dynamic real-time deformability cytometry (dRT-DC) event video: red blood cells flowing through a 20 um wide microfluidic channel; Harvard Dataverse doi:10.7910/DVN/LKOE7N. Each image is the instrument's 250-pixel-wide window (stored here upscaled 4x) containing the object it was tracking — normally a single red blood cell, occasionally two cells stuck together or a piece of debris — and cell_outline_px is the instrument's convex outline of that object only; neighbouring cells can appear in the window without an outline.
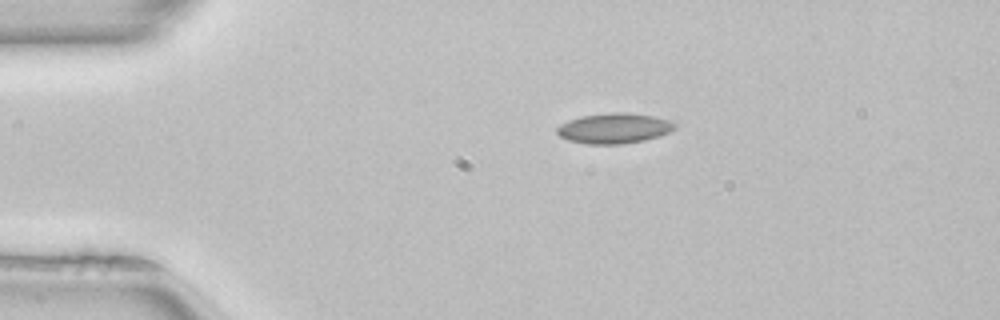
{"species": "common noctule bat (a hibernating species)", "species_latin": "Nyctalus noctula", "temperature_condition": "room temperature", "stored_images_in_passage": 41, "camera_frame_rate_fps": 3000, "um_per_image_px": 0.085, "animal": {"sex": "female", "body_mass_g": 22.7, "forearm_length_mm": 54.2}, "frame": {"image": 1, "passage_image": 1, "time_ms": 0.0, "image_size_px": [1000, 320], "cell_outline_px": [[676, 128], [668, 132], [644, 140], [624, 144], [588, 144], [568, 140], [560, 136], [556, 132], [556, 128], [560, 124], [568, 120], [580, 116], [612, 112], [628, 112], [652, 116], [668, 120], [676, 124]], "centroid_in_image_um": [52.16, 10.9], "position_along_channel_um": 32.8, "area_um2": 20.75}}
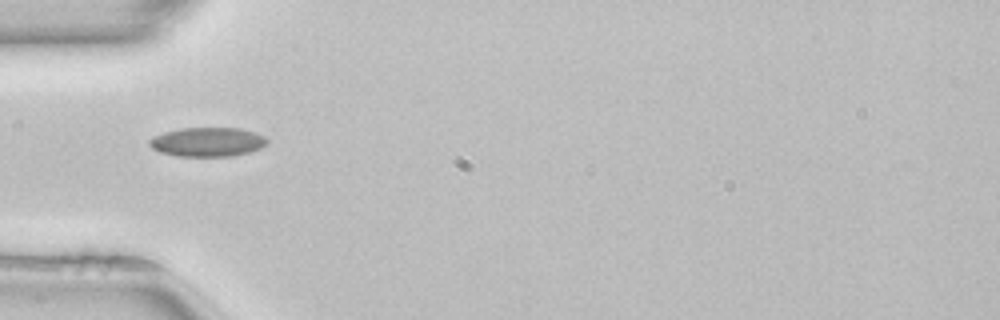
{"frame": {"image": 2, "passage_image": 7, "time_ms": 2.0, "image_size_px": [1000, 320], "cell_outline_px": [[268, 144], [260, 148], [248, 152], [232, 156], [176, 156], [160, 152], [152, 148], [148, 144], [148, 140], [152, 136], [164, 132], [180, 128], [240, 128], [256, 132], [264, 136], [268, 140]], "centroid_in_image_um": [17.63, 12.06], "position_along_channel_um": 67.4, "area_um2": 20.17}}
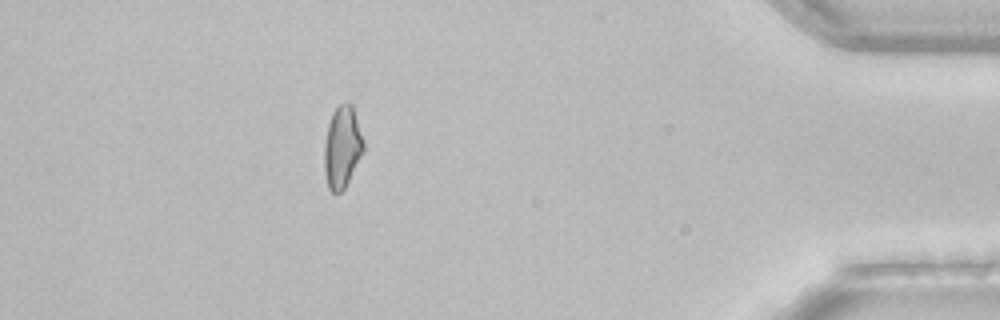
{"frame": {"image": 3, "passage_image": 36, "time_ms": 11.667, "image_size_px": [1000, 320], "cell_outline_px": [[364, 152], [344, 188], [340, 192], [332, 192], [328, 188], [324, 172], [324, 144], [328, 124], [332, 112], [340, 104], [352, 104], [364, 140]], "centroid_in_image_um": [29.08, 12.51], "position_along_channel_um": 406.1, "area_um2": 18.73}, "authors_computed_cell_mechanics": {"area_um2": 18.9584, "velocity_mm_per_s": 4.0331, "shape_relaxation_time_tau1_ms": null, "shape_relaxation_time_tau2_ms": 2.5468, "deformation_change_tau1": null, "deformation_change_tau2": 0.0699}}